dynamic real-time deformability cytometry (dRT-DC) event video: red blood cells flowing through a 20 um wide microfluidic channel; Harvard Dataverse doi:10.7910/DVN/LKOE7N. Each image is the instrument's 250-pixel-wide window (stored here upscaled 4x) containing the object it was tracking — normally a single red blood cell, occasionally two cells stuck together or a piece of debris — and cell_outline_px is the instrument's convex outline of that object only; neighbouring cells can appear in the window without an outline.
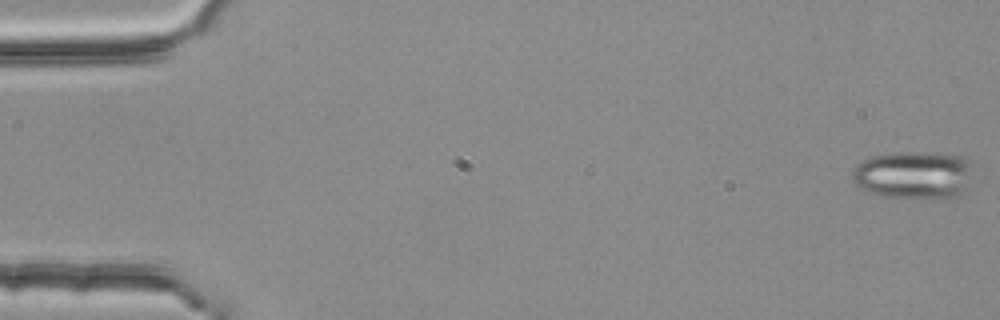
{"species": "common noctule bat (a hibernating species)", "species_latin": "Nyctalus noctula", "temperature_condition": "room temperature", "stored_images_in_passage": 4, "camera_frame_rate_fps": 3000, "um_per_image_px": 0.085, "animal": {"sex": "female", "body_mass_g": 25.1}, "frame": {"image": 1, "passage_image": 1, "time_ms": 0.0, "image_size_px": [1000, 320], "cell_outline_px": [[972, 164], [964, 192], [948, 200], [940, 200], [884, 196], [868, 192], [860, 188], [852, 180], [852, 172], [856, 164], [872, 156], [896, 152], [924, 152], [960, 156], [972, 160]], "centroid_in_image_um": [77.66, 14.89], "position_along_channel_um": 7.3, "area_um2": 34.1}}